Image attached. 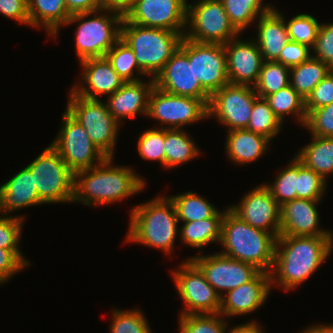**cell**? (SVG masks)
I'll return each mask as SVG.
<instances>
[{
  "instance_id": "cell-1",
  "label": "cell",
  "mask_w": 333,
  "mask_h": 333,
  "mask_svg": "<svg viewBox=\"0 0 333 333\" xmlns=\"http://www.w3.org/2000/svg\"><path fill=\"white\" fill-rule=\"evenodd\" d=\"M333 251V237L278 236L271 287L296 289L320 268Z\"/></svg>"
},
{
  "instance_id": "cell-2",
  "label": "cell",
  "mask_w": 333,
  "mask_h": 333,
  "mask_svg": "<svg viewBox=\"0 0 333 333\" xmlns=\"http://www.w3.org/2000/svg\"><path fill=\"white\" fill-rule=\"evenodd\" d=\"M113 160L107 157L95 167L75 173L73 203L109 205L145 189L146 181L141 175L130 166H114Z\"/></svg>"
},
{
  "instance_id": "cell-3",
  "label": "cell",
  "mask_w": 333,
  "mask_h": 333,
  "mask_svg": "<svg viewBox=\"0 0 333 333\" xmlns=\"http://www.w3.org/2000/svg\"><path fill=\"white\" fill-rule=\"evenodd\" d=\"M129 215L125 241L160 249L168 255L173 253L180 229L176 209L168 196H156L138 204L130 209Z\"/></svg>"
},
{
  "instance_id": "cell-4",
  "label": "cell",
  "mask_w": 333,
  "mask_h": 333,
  "mask_svg": "<svg viewBox=\"0 0 333 333\" xmlns=\"http://www.w3.org/2000/svg\"><path fill=\"white\" fill-rule=\"evenodd\" d=\"M278 236L252 227L228 209L222 221L220 244L223 250L219 253L270 273Z\"/></svg>"
},
{
  "instance_id": "cell-5",
  "label": "cell",
  "mask_w": 333,
  "mask_h": 333,
  "mask_svg": "<svg viewBox=\"0 0 333 333\" xmlns=\"http://www.w3.org/2000/svg\"><path fill=\"white\" fill-rule=\"evenodd\" d=\"M183 37L178 32L139 26L125 18L121 25V39L133 50L142 71L153 79L178 50Z\"/></svg>"
},
{
  "instance_id": "cell-6",
  "label": "cell",
  "mask_w": 333,
  "mask_h": 333,
  "mask_svg": "<svg viewBox=\"0 0 333 333\" xmlns=\"http://www.w3.org/2000/svg\"><path fill=\"white\" fill-rule=\"evenodd\" d=\"M91 15L94 17H89ZM123 19L124 16L120 13L106 9L71 15L65 26L79 22L74 34L75 51L79 62L90 58L105 57L106 53L121 38Z\"/></svg>"
},
{
  "instance_id": "cell-7",
  "label": "cell",
  "mask_w": 333,
  "mask_h": 333,
  "mask_svg": "<svg viewBox=\"0 0 333 333\" xmlns=\"http://www.w3.org/2000/svg\"><path fill=\"white\" fill-rule=\"evenodd\" d=\"M27 167L43 204L73 203L75 174L50 144Z\"/></svg>"
},
{
  "instance_id": "cell-8",
  "label": "cell",
  "mask_w": 333,
  "mask_h": 333,
  "mask_svg": "<svg viewBox=\"0 0 333 333\" xmlns=\"http://www.w3.org/2000/svg\"><path fill=\"white\" fill-rule=\"evenodd\" d=\"M68 94L66 111L84 127L106 157L114 158L121 124L108 111L106 103L101 99L78 96L71 89Z\"/></svg>"
},
{
  "instance_id": "cell-9",
  "label": "cell",
  "mask_w": 333,
  "mask_h": 333,
  "mask_svg": "<svg viewBox=\"0 0 333 333\" xmlns=\"http://www.w3.org/2000/svg\"><path fill=\"white\" fill-rule=\"evenodd\" d=\"M195 2L187 3L186 27L188 28H186L185 38L200 43L224 45L240 35L230 23L221 0Z\"/></svg>"
},
{
  "instance_id": "cell-10",
  "label": "cell",
  "mask_w": 333,
  "mask_h": 333,
  "mask_svg": "<svg viewBox=\"0 0 333 333\" xmlns=\"http://www.w3.org/2000/svg\"><path fill=\"white\" fill-rule=\"evenodd\" d=\"M62 120L58 135L50 145L74 174L95 167L107 158L67 111L62 114Z\"/></svg>"
},
{
  "instance_id": "cell-11",
  "label": "cell",
  "mask_w": 333,
  "mask_h": 333,
  "mask_svg": "<svg viewBox=\"0 0 333 333\" xmlns=\"http://www.w3.org/2000/svg\"><path fill=\"white\" fill-rule=\"evenodd\" d=\"M180 264L172 272L177 293L185 306L179 315L219 313L221 296L206 281L200 268L190 258Z\"/></svg>"
},
{
  "instance_id": "cell-12",
  "label": "cell",
  "mask_w": 333,
  "mask_h": 333,
  "mask_svg": "<svg viewBox=\"0 0 333 333\" xmlns=\"http://www.w3.org/2000/svg\"><path fill=\"white\" fill-rule=\"evenodd\" d=\"M147 116L159 121L158 128L163 129H182L209 118L208 105L202 99L170 94L156 86L149 96Z\"/></svg>"
},
{
  "instance_id": "cell-13",
  "label": "cell",
  "mask_w": 333,
  "mask_h": 333,
  "mask_svg": "<svg viewBox=\"0 0 333 333\" xmlns=\"http://www.w3.org/2000/svg\"><path fill=\"white\" fill-rule=\"evenodd\" d=\"M258 97L253 86L228 83L210 96L208 117L214 116L227 131L247 128Z\"/></svg>"
},
{
  "instance_id": "cell-14",
  "label": "cell",
  "mask_w": 333,
  "mask_h": 333,
  "mask_svg": "<svg viewBox=\"0 0 333 333\" xmlns=\"http://www.w3.org/2000/svg\"><path fill=\"white\" fill-rule=\"evenodd\" d=\"M179 48L193 63L195 76L210 95L229 83L223 44L200 43L183 37Z\"/></svg>"
},
{
  "instance_id": "cell-15",
  "label": "cell",
  "mask_w": 333,
  "mask_h": 333,
  "mask_svg": "<svg viewBox=\"0 0 333 333\" xmlns=\"http://www.w3.org/2000/svg\"><path fill=\"white\" fill-rule=\"evenodd\" d=\"M187 3V0H137L124 18L139 26L170 30L184 36Z\"/></svg>"
},
{
  "instance_id": "cell-16",
  "label": "cell",
  "mask_w": 333,
  "mask_h": 333,
  "mask_svg": "<svg viewBox=\"0 0 333 333\" xmlns=\"http://www.w3.org/2000/svg\"><path fill=\"white\" fill-rule=\"evenodd\" d=\"M203 272L206 281L222 297L223 292L252 280L260 271L253 265L227 257L219 252L190 258Z\"/></svg>"
},
{
  "instance_id": "cell-17",
  "label": "cell",
  "mask_w": 333,
  "mask_h": 333,
  "mask_svg": "<svg viewBox=\"0 0 333 333\" xmlns=\"http://www.w3.org/2000/svg\"><path fill=\"white\" fill-rule=\"evenodd\" d=\"M229 209L252 227L279 235L281 206L264 183L248 191L240 204Z\"/></svg>"
},
{
  "instance_id": "cell-18",
  "label": "cell",
  "mask_w": 333,
  "mask_h": 333,
  "mask_svg": "<svg viewBox=\"0 0 333 333\" xmlns=\"http://www.w3.org/2000/svg\"><path fill=\"white\" fill-rule=\"evenodd\" d=\"M155 86L174 95L202 99L207 105L210 94L201 86L189 63L187 55L180 49L165 63L163 70L155 77Z\"/></svg>"
},
{
  "instance_id": "cell-19",
  "label": "cell",
  "mask_w": 333,
  "mask_h": 333,
  "mask_svg": "<svg viewBox=\"0 0 333 333\" xmlns=\"http://www.w3.org/2000/svg\"><path fill=\"white\" fill-rule=\"evenodd\" d=\"M321 200L294 199L281 206L279 236L333 237V231L320 228L317 205Z\"/></svg>"
},
{
  "instance_id": "cell-20",
  "label": "cell",
  "mask_w": 333,
  "mask_h": 333,
  "mask_svg": "<svg viewBox=\"0 0 333 333\" xmlns=\"http://www.w3.org/2000/svg\"><path fill=\"white\" fill-rule=\"evenodd\" d=\"M239 36L224 44L229 83L254 87L263 63L262 54L255 39L243 41Z\"/></svg>"
},
{
  "instance_id": "cell-21",
  "label": "cell",
  "mask_w": 333,
  "mask_h": 333,
  "mask_svg": "<svg viewBox=\"0 0 333 333\" xmlns=\"http://www.w3.org/2000/svg\"><path fill=\"white\" fill-rule=\"evenodd\" d=\"M271 290L270 273L259 272L249 282L228 291L221 297L219 313L228 318L252 314L265 304Z\"/></svg>"
},
{
  "instance_id": "cell-22",
  "label": "cell",
  "mask_w": 333,
  "mask_h": 333,
  "mask_svg": "<svg viewBox=\"0 0 333 333\" xmlns=\"http://www.w3.org/2000/svg\"><path fill=\"white\" fill-rule=\"evenodd\" d=\"M82 67L80 83L72 86L71 90L78 96L87 99H100L101 95H111L116 92L125 81L112 68L106 57L90 58L80 62ZM78 83V84H77Z\"/></svg>"
},
{
  "instance_id": "cell-23",
  "label": "cell",
  "mask_w": 333,
  "mask_h": 333,
  "mask_svg": "<svg viewBox=\"0 0 333 333\" xmlns=\"http://www.w3.org/2000/svg\"><path fill=\"white\" fill-rule=\"evenodd\" d=\"M154 86L153 78L147 82L144 80L125 82L116 92L108 96V101L105 102L108 111L119 123L126 118H135L141 113L147 116L149 96Z\"/></svg>"
},
{
  "instance_id": "cell-24",
  "label": "cell",
  "mask_w": 333,
  "mask_h": 333,
  "mask_svg": "<svg viewBox=\"0 0 333 333\" xmlns=\"http://www.w3.org/2000/svg\"><path fill=\"white\" fill-rule=\"evenodd\" d=\"M42 204L27 166L0 186V215L11 216L21 208Z\"/></svg>"
},
{
  "instance_id": "cell-25",
  "label": "cell",
  "mask_w": 333,
  "mask_h": 333,
  "mask_svg": "<svg viewBox=\"0 0 333 333\" xmlns=\"http://www.w3.org/2000/svg\"><path fill=\"white\" fill-rule=\"evenodd\" d=\"M274 6L256 21L257 39L263 61H277L279 55L290 40L284 14Z\"/></svg>"
},
{
  "instance_id": "cell-26",
  "label": "cell",
  "mask_w": 333,
  "mask_h": 333,
  "mask_svg": "<svg viewBox=\"0 0 333 333\" xmlns=\"http://www.w3.org/2000/svg\"><path fill=\"white\" fill-rule=\"evenodd\" d=\"M225 154L236 165H245L257 161L267 152L270 140L250 130L234 129L227 131Z\"/></svg>"
},
{
  "instance_id": "cell-27",
  "label": "cell",
  "mask_w": 333,
  "mask_h": 333,
  "mask_svg": "<svg viewBox=\"0 0 333 333\" xmlns=\"http://www.w3.org/2000/svg\"><path fill=\"white\" fill-rule=\"evenodd\" d=\"M29 26L46 29L55 38L62 25L71 17L65 0H27Z\"/></svg>"
},
{
  "instance_id": "cell-28",
  "label": "cell",
  "mask_w": 333,
  "mask_h": 333,
  "mask_svg": "<svg viewBox=\"0 0 333 333\" xmlns=\"http://www.w3.org/2000/svg\"><path fill=\"white\" fill-rule=\"evenodd\" d=\"M229 209L218 211L213 217L200 221L182 223L179 236L181 242L192 248L203 249L211 243H220L222 221L225 212Z\"/></svg>"
},
{
  "instance_id": "cell-29",
  "label": "cell",
  "mask_w": 333,
  "mask_h": 333,
  "mask_svg": "<svg viewBox=\"0 0 333 333\" xmlns=\"http://www.w3.org/2000/svg\"><path fill=\"white\" fill-rule=\"evenodd\" d=\"M311 136V142L301 147L295 157L328 182L333 174V137Z\"/></svg>"
},
{
  "instance_id": "cell-30",
  "label": "cell",
  "mask_w": 333,
  "mask_h": 333,
  "mask_svg": "<svg viewBox=\"0 0 333 333\" xmlns=\"http://www.w3.org/2000/svg\"><path fill=\"white\" fill-rule=\"evenodd\" d=\"M165 168L172 169L200 156L199 147L183 129H165Z\"/></svg>"
},
{
  "instance_id": "cell-31",
  "label": "cell",
  "mask_w": 333,
  "mask_h": 333,
  "mask_svg": "<svg viewBox=\"0 0 333 333\" xmlns=\"http://www.w3.org/2000/svg\"><path fill=\"white\" fill-rule=\"evenodd\" d=\"M332 70L311 55L306 61L290 68V85L306 100L315 86Z\"/></svg>"
},
{
  "instance_id": "cell-32",
  "label": "cell",
  "mask_w": 333,
  "mask_h": 333,
  "mask_svg": "<svg viewBox=\"0 0 333 333\" xmlns=\"http://www.w3.org/2000/svg\"><path fill=\"white\" fill-rule=\"evenodd\" d=\"M169 198L174 204L179 223L180 221L187 223L211 218L219 211L205 197L197 195L194 191L171 195Z\"/></svg>"
},
{
  "instance_id": "cell-33",
  "label": "cell",
  "mask_w": 333,
  "mask_h": 333,
  "mask_svg": "<svg viewBox=\"0 0 333 333\" xmlns=\"http://www.w3.org/2000/svg\"><path fill=\"white\" fill-rule=\"evenodd\" d=\"M221 2L230 23L239 33L251 27L250 25L273 7L268 3L265 5L263 0H221Z\"/></svg>"
},
{
  "instance_id": "cell-34",
  "label": "cell",
  "mask_w": 333,
  "mask_h": 333,
  "mask_svg": "<svg viewBox=\"0 0 333 333\" xmlns=\"http://www.w3.org/2000/svg\"><path fill=\"white\" fill-rule=\"evenodd\" d=\"M265 100L282 123H285V116L296 115V121L302 127L304 126L307 116L305 99L291 85L266 96Z\"/></svg>"
},
{
  "instance_id": "cell-35",
  "label": "cell",
  "mask_w": 333,
  "mask_h": 333,
  "mask_svg": "<svg viewBox=\"0 0 333 333\" xmlns=\"http://www.w3.org/2000/svg\"><path fill=\"white\" fill-rule=\"evenodd\" d=\"M105 57L125 82L140 81L142 80L141 75L146 76L138 66L133 50L121 38L106 53Z\"/></svg>"
},
{
  "instance_id": "cell-36",
  "label": "cell",
  "mask_w": 333,
  "mask_h": 333,
  "mask_svg": "<svg viewBox=\"0 0 333 333\" xmlns=\"http://www.w3.org/2000/svg\"><path fill=\"white\" fill-rule=\"evenodd\" d=\"M290 68L276 61H263L254 90L265 98L290 85Z\"/></svg>"
},
{
  "instance_id": "cell-37",
  "label": "cell",
  "mask_w": 333,
  "mask_h": 333,
  "mask_svg": "<svg viewBox=\"0 0 333 333\" xmlns=\"http://www.w3.org/2000/svg\"><path fill=\"white\" fill-rule=\"evenodd\" d=\"M282 124L269 107L265 98L258 97L253 104L249 124L246 129L272 141L274 136L279 134Z\"/></svg>"
},
{
  "instance_id": "cell-38",
  "label": "cell",
  "mask_w": 333,
  "mask_h": 333,
  "mask_svg": "<svg viewBox=\"0 0 333 333\" xmlns=\"http://www.w3.org/2000/svg\"><path fill=\"white\" fill-rule=\"evenodd\" d=\"M290 161L287 167L275 176L273 183H264L280 206L287 201L297 199L298 159L294 156Z\"/></svg>"
},
{
  "instance_id": "cell-39",
  "label": "cell",
  "mask_w": 333,
  "mask_h": 333,
  "mask_svg": "<svg viewBox=\"0 0 333 333\" xmlns=\"http://www.w3.org/2000/svg\"><path fill=\"white\" fill-rule=\"evenodd\" d=\"M180 333H228V321L220 314L179 315Z\"/></svg>"
},
{
  "instance_id": "cell-40",
  "label": "cell",
  "mask_w": 333,
  "mask_h": 333,
  "mask_svg": "<svg viewBox=\"0 0 333 333\" xmlns=\"http://www.w3.org/2000/svg\"><path fill=\"white\" fill-rule=\"evenodd\" d=\"M285 23L291 41L306 45L311 50L313 49L321 25L313 15L300 13L288 21L285 19Z\"/></svg>"
},
{
  "instance_id": "cell-41",
  "label": "cell",
  "mask_w": 333,
  "mask_h": 333,
  "mask_svg": "<svg viewBox=\"0 0 333 333\" xmlns=\"http://www.w3.org/2000/svg\"><path fill=\"white\" fill-rule=\"evenodd\" d=\"M110 333H152L145 314L137 309L112 311Z\"/></svg>"
},
{
  "instance_id": "cell-42",
  "label": "cell",
  "mask_w": 333,
  "mask_h": 333,
  "mask_svg": "<svg viewBox=\"0 0 333 333\" xmlns=\"http://www.w3.org/2000/svg\"><path fill=\"white\" fill-rule=\"evenodd\" d=\"M140 134L137 142L139 156L144 160L159 161L165 168V129L154 127Z\"/></svg>"
},
{
  "instance_id": "cell-43",
  "label": "cell",
  "mask_w": 333,
  "mask_h": 333,
  "mask_svg": "<svg viewBox=\"0 0 333 333\" xmlns=\"http://www.w3.org/2000/svg\"><path fill=\"white\" fill-rule=\"evenodd\" d=\"M327 182L298 160L297 199L322 200Z\"/></svg>"
},
{
  "instance_id": "cell-44",
  "label": "cell",
  "mask_w": 333,
  "mask_h": 333,
  "mask_svg": "<svg viewBox=\"0 0 333 333\" xmlns=\"http://www.w3.org/2000/svg\"><path fill=\"white\" fill-rule=\"evenodd\" d=\"M303 127L309 130L310 135L333 137V102L310 111Z\"/></svg>"
},
{
  "instance_id": "cell-45",
  "label": "cell",
  "mask_w": 333,
  "mask_h": 333,
  "mask_svg": "<svg viewBox=\"0 0 333 333\" xmlns=\"http://www.w3.org/2000/svg\"><path fill=\"white\" fill-rule=\"evenodd\" d=\"M24 218L23 216L0 215V248L20 250L19 242Z\"/></svg>"
},
{
  "instance_id": "cell-46",
  "label": "cell",
  "mask_w": 333,
  "mask_h": 333,
  "mask_svg": "<svg viewBox=\"0 0 333 333\" xmlns=\"http://www.w3.org/2000/svg\"><path fill=\"white\" fill-rule=\"evenodd\" d=\"M30 264L20 250L0 248V285L8 282L16 273Z\"/></svg>"
},
{
  "instance_id": "cell-47",
  "label": "cell",
  "mask_w": 333,
  "mask_h": 333,
  "mask_svg": "<svg viewBox=\"0 0 333 333\" xmlns=\"http://www.w3.org/2000/svg\"><path fill=\"white\" fill-rule=\"evenodd\" d=\"M312 56L333 69V23H321Z\"/></svg>"
},
{
  "instance_id": "cell-48",
  "label": "cell",
  "mask_w": 333,
  "mask_h": 333,
  "mask_svg": "<svg viewBox=\"0 0 333 333\" xmlns=\"http://www.w3.org/2000/svg\"><path fill=\"white\" fill-rule=\"evenodd\" d=\"M333 102V70L322 79L313 89L312 93L305 100V109L308 114Z\"/></svg>"
},
{
  "instance_id": "cell-49",
  "label": "cell",
  "mask_w": 333,
  "mask_h": 333,
  "mask_svg": "<svg viewBox=\"0 0 333 333\" xmlns=\"http://www.w3.org/2000/svg\"><path fill=\"white\" fill-rule=\"evenodd\" d=\"M311 51L306 45L289 40L283 47L276 62L291 68L306 61L312 55Z\"/></svg>"
},
{
  "instance_id": "cell-50",
  "label": "cell",
  "mask_w": 333,
  "mask_h": 333,
  "mask_svg": "<svg viewBox=\"0 0 333 333\" xmlns=\"http://www.w3.org/2000/svg\"><path fill=\"white\" fill-rule=\"evenodd\" d=\"M0 14L29 26L27 0H0Z\"/></svg>"
},
{
  "instance_id": "cell-51",
  "label": "cell",
  "mask_w": 333,
  "mask_h": 333,
  "mask_svg": "<svg viewBox=\"0 0 333 333\" xmlns=\"http://www.w3.org/2000/svg\"><path fill=\"white\" fill-rule=\"evenodd\" d=\"M68 12L77 13L93 12L102 9L101 0H65Z\"/></svg>"
},
{
  "instance_id": "cell-52",
  "label": "cell",
  "mask_w": 333,
  "mask_h": 333,
  "mask_svg": "<svg viewBox=\"0 0 333 333\" xmlns=\"http://www.w3.org/2000/svg\"><path fill=\"white\" fill-rule=\"evenodd\" d=\"M137 0H101L102 9L114 11L125 16Z\"/></svg>"
},
{
  "instance_id": "cell-53",
  "label": "cell",
  "mask_w": 333,
  "mask_h": 333,
  "mask_svg": "<svg viewBox=\"0 0 333 333\" xmlns=\"http://www.w3.org/2000/svg\"><path fill=\"white\" fill-rule=\"evenodd\" d=\"M228 333H265L263 327L257 321H249L248 323L238 324L228 328Z\"/></svg>"
},
{
  "instance_id": "cell-54",
  "label": "cell",
  "mask_w": 333,
  "mask_h": 333,
  "mask_svg": "<svg viewBox=\"0 0 333 333\" xmlns=\"http://www.w3.org/2000/svg\"><path fill=\"white\" fill-rule=\"evenodd\" d=\"M313 333H333V324H316L308 327Z\"/></svg>"
},
{
  "instance_id": "cell-55",
  "label": "cell",
  "mask_w": 333,
  "mask_h": 333,
  "mask_svg": "<svg viewBox=\"0 0 333 333\" xmlns=\"http://www.w3.org/2000/svg\"><path fill=\"white\" fill-rule=\"evenodd\" d=\"M300 333H313L308 327H306L304 330H301Z\"/></svg>"
}]
</instances>
